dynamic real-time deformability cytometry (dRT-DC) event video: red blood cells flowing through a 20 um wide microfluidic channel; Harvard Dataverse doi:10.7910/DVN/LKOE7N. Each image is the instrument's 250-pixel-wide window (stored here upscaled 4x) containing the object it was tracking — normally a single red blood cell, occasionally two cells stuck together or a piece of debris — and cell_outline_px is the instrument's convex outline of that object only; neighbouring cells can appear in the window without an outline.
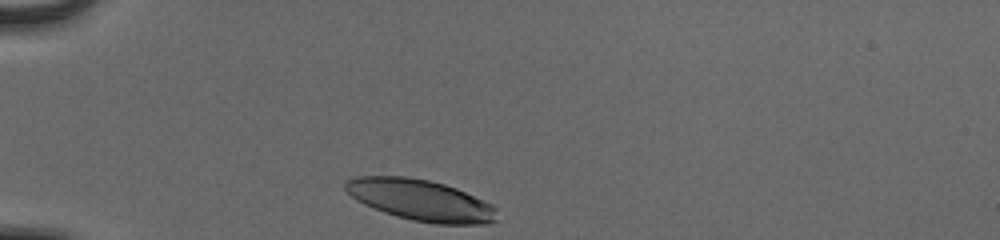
{"species": "human", "species_latin": "Homo sapiens", "temperature_condition": "cold", "stored_images_in_passage": 31, "camera_frame_rate_fps": 3000, "um_per_image_px": 0.085, "donor": {"sex": "male"}, "frame": {"image": 1, "passage_image": 1, "time_ms": 0.0, "image_size_px": [1000, 240], "cell_outline_px": [[496, 220], [488, 224], [436, 224], [412, 220], [396, 216], [384, 212], [364, 204], [356, 200], [344, 188], [344, 180], [356, 176], [404, 176], [428, 180], [444, 184], [456, 188], [492, 204], [496, 208]], "centroid_in_image_um": [35.73, 17.01], "position_along_channel_um": 49.3, "area_um2": 36.36}}
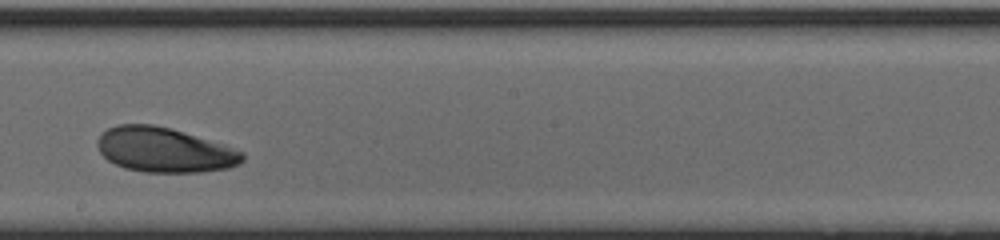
{"frame": {"image": 2, "passage_image": 18, "time_ms": 5.667, "image_size_px": [1000, 240], "cell_outline_px": [[244, 160], [240, 164], [228, 168], [200, 172], [144, 172], [124, 168], [108, 160], [100, 152], [96, 144], [96, 140], [108, 128], [116, 124], [152, 124], [172, 128], [244, 152]], "centroid_in_image_um": [13.95, 12.74], "position_along_channel_um": 234.3, "area_um2": 37.69}}
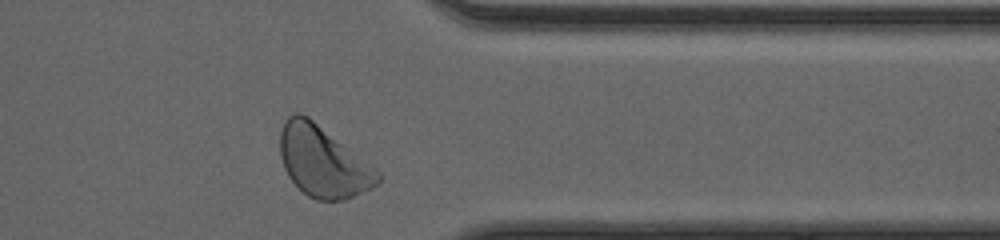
{"frame": {"image": 3, "passage_image": 30, "time_ms": 9.667, "image_size_px": [1000, 240], "cell_outline_px": [[380, 180], [372, 188], [344, 200], [316, 200], [308, 196], [288, 176], [284, 168], [280, 156], [280, 132], [284, 120], [288, 116], [296, 112], [300, 112], [308, 116], [380, 172]], "centroid_in_image_um": [27.42, 13.73], "position_along_channel_um": 384.0, "area_um2": 39.94}, "authors_computed_cell_mechanics": {"area_um2": 37.8012, "velocity_mm_per_s": 3.829, "shape_relaxation_time_tau1_ms": 2.9216, "shape_relaxation_time_tau2_ms": 5.6044, "deformation_change_tau1": 0.127, "deformation_change_tau2": 0.1204}}